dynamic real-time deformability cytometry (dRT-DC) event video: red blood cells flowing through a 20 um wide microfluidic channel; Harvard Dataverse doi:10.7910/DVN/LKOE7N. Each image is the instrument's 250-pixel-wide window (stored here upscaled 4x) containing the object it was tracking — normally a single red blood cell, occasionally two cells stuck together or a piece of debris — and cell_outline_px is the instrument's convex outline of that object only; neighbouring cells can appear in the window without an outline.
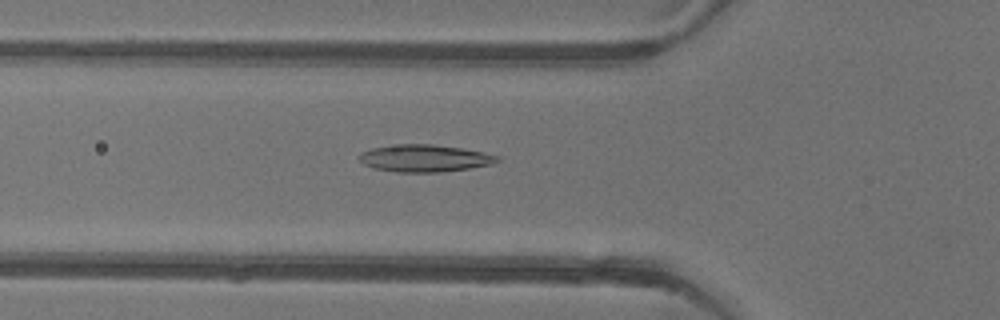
{"species": "common noctule bat (a hibernating species)", "species_latin": "Nyctalus noctula", "temperature_condition": "warm", "stored_images_in_passage": 52, "camera_frame_rate_fps": 3000, "um_per_image_px": 0.085, "animal": {"sex": "female"}, "frame": {"image": 1, "passage_image": 18, "time_ms": 5.667, "image_size_px": [1000, 320], "cell_outline_px": [[500, 160], [492, 164], [468, 168], [440, 172], [396, 172], [372, 168], [364, 164], [356, 156], [360, 152], [372, 148], [400, 144], [432, 144], [464, 148], [484, 152], [500, 156]], "centroid_in_image_um": [36.08, 13.44], "position_along_channel_um": 89.7, "area_um2": 22.02}}
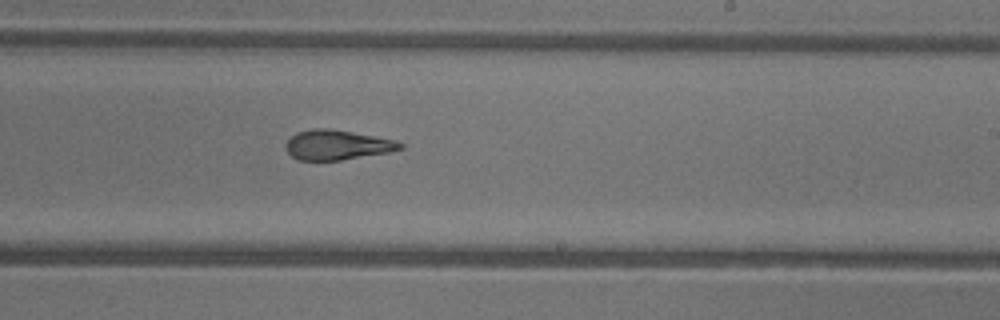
{"frame": {"image": 2, "passage_image": 31, "time_ms": 10.0, "image_size_px": [1000, 320], "cell_outline_px": [[404, 148], [388, 152], [340, 160], [300, 160], [292, 156], [284, 148], [288, 140], [296, 132], [312, 128], [328, 128], [352, 132], [392, 140], [404, 144]], "centroid_in_image_um": [28.61, 12.31], "position_along_channel_um": 260.4, "area_um2": 19.59}}
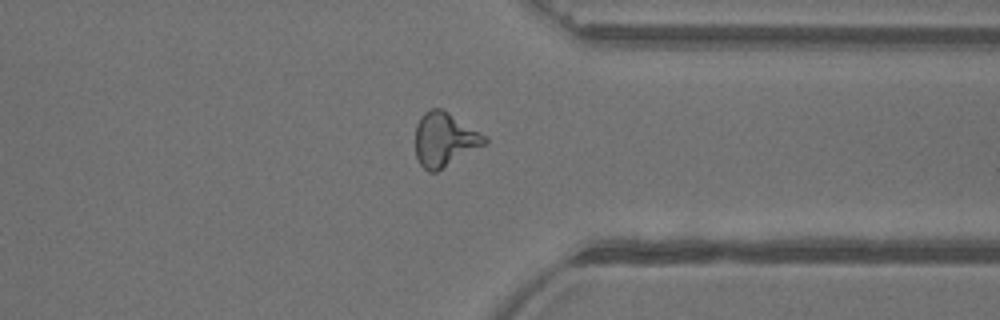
{"frame": {"image": 3, "passage_image": 40, "time_ms": 13.0, "image_size_px": [1000, 320], "cell_outline_px": [[488, 140], [484, 144], [436, 172], [428, 172], [420, 164], [416, 156], [416, 124], [420, 116], [424, 112], [432, 108], [440, 108], [448, 112], [488, 136]], "centroid_in_image_um": [37.77, 11.84], "position_along_channel_um": 373.6, "area_um2": 21.62}, "authors_computed_cell_mechanics": {"area_um2": 21.2415, "velocity_mm_per_s": 3.9166, "shape_relaxation_time_tau1_ms": null, "shape_relaxation_time_tau2_ms": 2.1865, "deformation_change_tau1": null, "deformation_change_tau2": 0.1151}}